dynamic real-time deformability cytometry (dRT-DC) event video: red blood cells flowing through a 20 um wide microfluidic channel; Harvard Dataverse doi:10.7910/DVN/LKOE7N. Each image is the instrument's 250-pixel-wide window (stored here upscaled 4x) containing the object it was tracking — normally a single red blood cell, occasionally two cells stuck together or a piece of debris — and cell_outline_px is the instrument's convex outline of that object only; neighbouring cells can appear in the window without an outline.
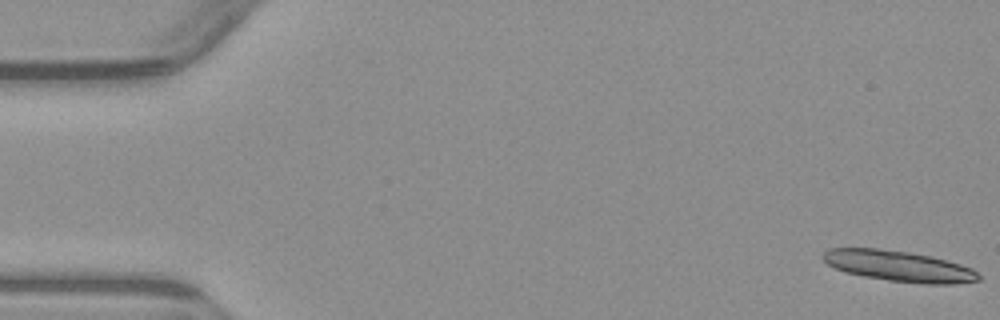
{"species": "common noctule bat (a hibernating species)", "species_latin": "Nyctalus noctula", "temperature_condition": "warm", "stored_images_in_passage": 4, "camera_frame_rate_fps": 3000, "um_per_image_px": 0.085, "animal": {"sex": "male", "body_mass_g": 23.1, "forearm_length_mm": 52.7}, "frame": {"image": 1, "passage_image": 1, "time_ms": 0.0, "image_size_px": [1000, 320], "cell_outline_px": [[980, 280], [952, 284], [924, 284], [888, 280], [864, 276], [844, 272], [828, 264], [820, 256], [828, 248], [876, 248], [908, 252], [932, 256], [960, 264], [972, 268], [980, 276]], "centroid_in_image_um": [76.39, 22.61], "position_along_channel_um": 8.6, "area_um2": 27.86}}